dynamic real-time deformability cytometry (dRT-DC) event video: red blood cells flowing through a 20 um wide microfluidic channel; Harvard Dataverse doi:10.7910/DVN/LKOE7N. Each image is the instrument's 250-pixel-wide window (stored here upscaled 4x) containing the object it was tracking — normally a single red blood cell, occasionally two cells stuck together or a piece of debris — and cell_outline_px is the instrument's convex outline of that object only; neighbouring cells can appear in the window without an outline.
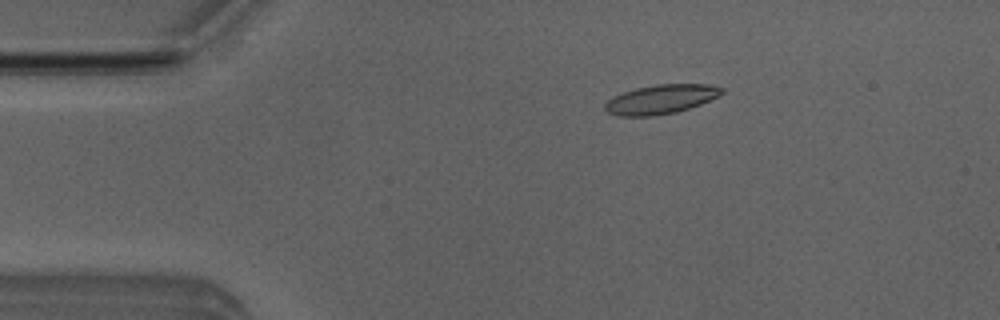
{"species": "Egyptian fruit bat (a non-hibernating species)", "species_latin": "Rousettus aegyptiacus", "temperature_condition": "room temperature", "stored_images_in_passage": 52, "camera_frame_rate_fps": 3000, "um_per_image_px": 0.085, "animal": {"sex": "male"}, "frame": {"image": 1, "passage_image": 9, "time_ms": 2.667, "image_size_px": [1000, 320], "cell_outline_px": [[724, 92], [720, 96], [700, 104], [676, 112], [652, 116], [620, 116], [608, 112], [604, 108], [604, 104], [612, 96], [636, 88], [656, 84], [708, 84], [724, 88]], "centroid_in_image_um": [56.19, 8.43], "position_along_channel_um": 28.8, "area_um2": 19.88}}
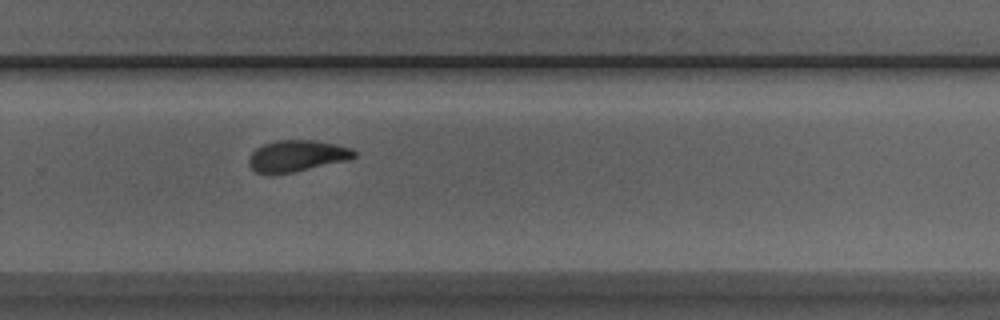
{"frame": {"image": 2, "passage_image": 34, "time_ms": 11.0, "image_size_px": [1000, 320], "cell_outline_px": [[356, 156], [348, 160], [292, 172], [268, 176], [256, 172], [248, 164], [248, 160], [252, 152], [256, 148], [264, 144], [276, 140], [316, 140], [336, 144], [352, 148], [356, 152]], "centroid_in_image_um": [25.21, 13.26], "position_along_channel_um": 304.6, "area_um2": 19.48}}
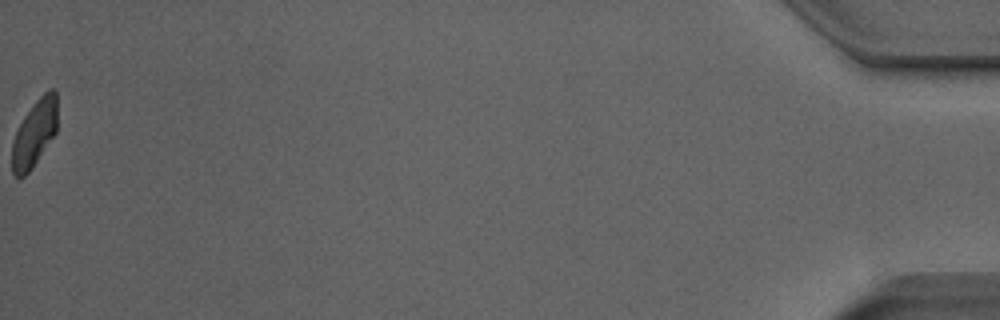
{"frame": {"image": 3, "passage_image": 52, "time_ms": 17.0, "image_size_px": [1000, 320], "cell_outline_px": [[56, 132], [32, 168], [24, 176], [16, 176], [12, 172], [12, 140], [24, 116], [36, 100], [48, 88], [52, 88], [56, 92]], "centroid_in_image_um": [2.92, 11.32], "position_along_channel_um": 432.3, "area_um2": 17.4}, "authors_computed_cell_mechanics": {"area_um2": 19.4208, "velocity_mm_per_s": 3.9437, "shape_relaxation_time_tau1_ms": 3.9833, "shape_relaxation_time_tau2_ms": 2.7609, "deformation_change_tau1": 0.1518, "deformation_change_tau2": 0.0995}}